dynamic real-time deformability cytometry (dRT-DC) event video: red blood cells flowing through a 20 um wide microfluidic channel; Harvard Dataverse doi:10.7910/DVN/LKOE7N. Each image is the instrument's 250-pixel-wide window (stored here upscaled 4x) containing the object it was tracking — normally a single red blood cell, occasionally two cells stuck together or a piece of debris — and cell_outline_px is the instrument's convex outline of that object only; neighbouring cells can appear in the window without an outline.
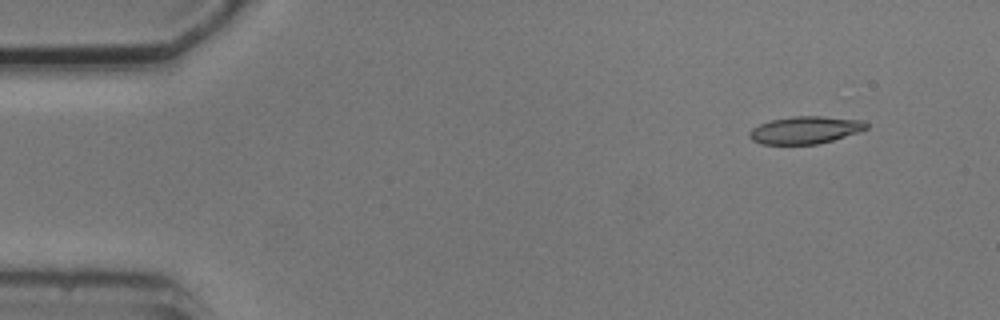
{"species": "common noctule bat (a hibernating species)", "species_latin": "Nyctalus noctula", "temperature_condition": "cold", "stored_images_in_passage": 4, "camera_frame_rate_fps": 3000, "um_per_image_px": 0.085, "animal": {"sex": "male", "body_mass_g": 20.5, "forearm_length_mm": 52.5}, "frame": {"image": 1, "passage_image": 1, "time_ms": 0.0, "image_size_px": [1000, 320], "cell_outline_px": [[868, 128], [860, 132], [832, 140], [816, 144], [760, 144], [752, 140], [748, 136], [748, 132], [752, 128], [760, 124], [772, 120], [792, 116], [824, 116], [864, 120], [868, 124]], "centroid_in_image_um": [68.46, 11.05], "position_along_channel_um": 16.5, "area_um2": 18.79}}
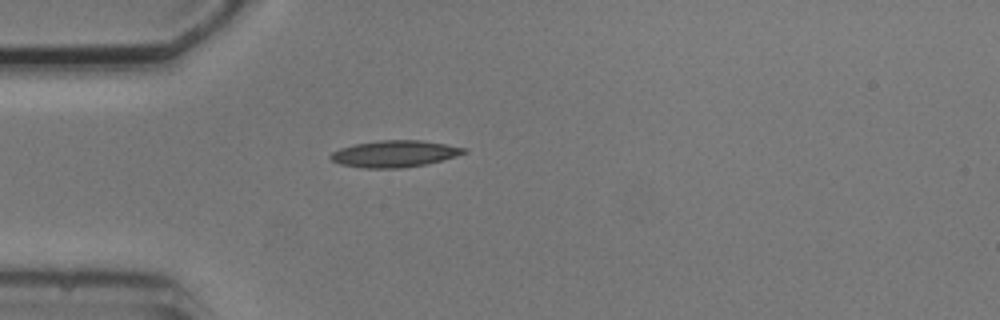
{"frame": {"image": 2, "passage_image": 4, "time_ms": 3.333, "image_size_px": [1000, 320], "cell_outline_px": [[468, 152], [456, 156], [424, 164], [400, 168], [364, 168], [340, 164], [332, 160], [328, 156], [332, 152], [340, 148], [356, 144], [380, 140], [420, 140], [468, 148]], "centroid_in_image_um": [33.53, 13.07], "position_along_channel_um": 51.5, "area_um2": 20.52}}